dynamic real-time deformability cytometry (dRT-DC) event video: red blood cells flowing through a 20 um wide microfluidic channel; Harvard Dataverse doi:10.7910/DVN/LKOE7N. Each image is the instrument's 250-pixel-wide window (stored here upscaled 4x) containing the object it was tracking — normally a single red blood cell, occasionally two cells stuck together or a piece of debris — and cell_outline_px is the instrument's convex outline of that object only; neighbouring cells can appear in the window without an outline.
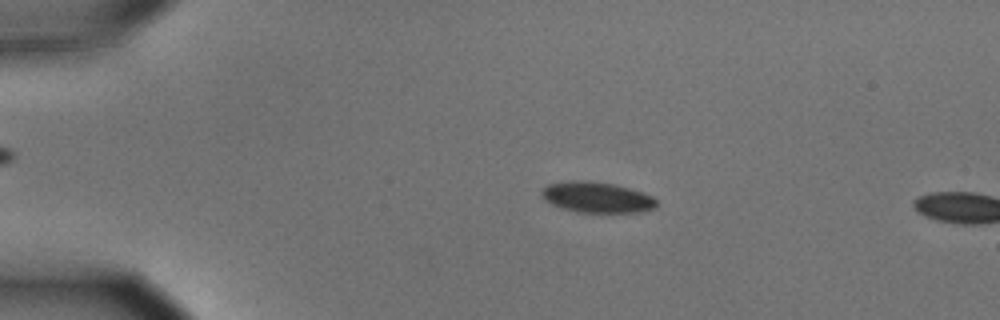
{"species": "common noctule bat (a hibernating species)", "species_latin": "Nyctalus noctula", "temperature_condition": "cold", "stored_images_in_passage": 9, "camera_frame_rate_fps": 3000, "um_per_image_px": 0.085, "animal": {"sex": "male", "body_mass_g": 15.6}, "frame": {"image": 1, "passage_image": 6, "time_ms": 1.667, "image_size_px": [1000, 320], "cell_outline_px": [[656, 208], [644, 212], [576, 212], [552, 204], [544, 200], [540, 192], [548, 184], [572, 180], [588, 180], [616, 184], [644, 192], [652, 196], [656, 200]], "centroid_in_image_um": [50.76, 16.76], "position_along_channel_um": 34.2, "area_um2": 20.75}}